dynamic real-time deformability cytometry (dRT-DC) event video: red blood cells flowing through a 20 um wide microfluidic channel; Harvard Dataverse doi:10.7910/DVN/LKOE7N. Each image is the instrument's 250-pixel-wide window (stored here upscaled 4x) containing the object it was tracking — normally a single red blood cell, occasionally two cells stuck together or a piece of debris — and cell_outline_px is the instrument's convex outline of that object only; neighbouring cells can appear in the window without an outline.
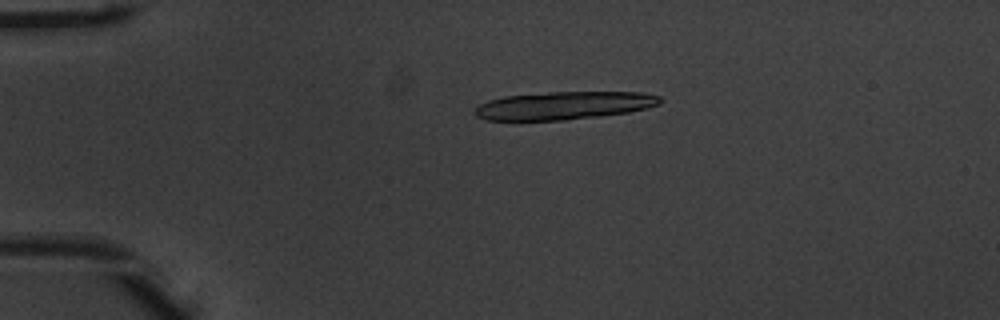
{"species": "common noctule bat (a hibernating species)", "species_latin": "Nyctalus noctula", "temperature_condition": "warm", "stored_images_in_passage": 14, "camera_frame_rate_fps": 3000, "um_per_image_px": 0.085, "animal": {"sex": "male", "body_mass_g": 20.1, "forearm_length_mm": 53.5}, "frame": {"image": 1, "passage_image": 7, "time_ms": 2.0, "image_size_px": [1000, 320], "cell_outline_px": [[664, 100], [660, 104], [648, 108], [628, 112], [600, 116], [568, 120], [488, 120], [476, 116], [476, 108], [480, 104], [488, 100], [504, 96], [548, 92], [640, 92], [660, 96]], "centroid_in_image_um": [47.98, 8.96], "position_along_channel_um": 37.0, "area_um2": 30.23}}